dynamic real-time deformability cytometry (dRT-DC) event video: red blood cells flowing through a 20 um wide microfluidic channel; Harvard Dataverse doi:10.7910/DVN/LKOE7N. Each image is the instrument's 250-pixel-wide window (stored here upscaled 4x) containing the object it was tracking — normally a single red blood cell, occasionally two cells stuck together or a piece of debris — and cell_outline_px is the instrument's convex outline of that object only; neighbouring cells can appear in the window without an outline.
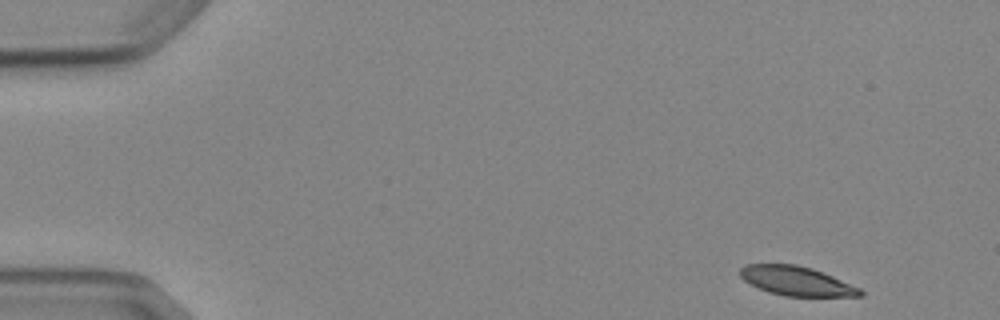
{"species": "Egyptian fruit bat (a non-hibernating species)", "species_latin": "Rousettus aegyptiacus", "temperature_condition": "cold", "stored_images_in_passage": 4, "camera_frame_rate_fps": 3000, "um_per_image_px": 0.085, "animal": {"sex": "female"}, "frame": {"image": 1, "passage_image": 1, "time_ms": 0.0, "image_size_px": [1000, 320], "cell_outline_px": [[864, 296], [784, 296], [768, 292], [744, 280], [740, 276], [740, 268], [748, 264], [796, 264], [812, 268], [832, 276], [860, 288], [864, 292]], "centroid_in_image_um": [67.72, 23.88], "position_along_channel_um": 17.3, "area_um2": 20.29}}